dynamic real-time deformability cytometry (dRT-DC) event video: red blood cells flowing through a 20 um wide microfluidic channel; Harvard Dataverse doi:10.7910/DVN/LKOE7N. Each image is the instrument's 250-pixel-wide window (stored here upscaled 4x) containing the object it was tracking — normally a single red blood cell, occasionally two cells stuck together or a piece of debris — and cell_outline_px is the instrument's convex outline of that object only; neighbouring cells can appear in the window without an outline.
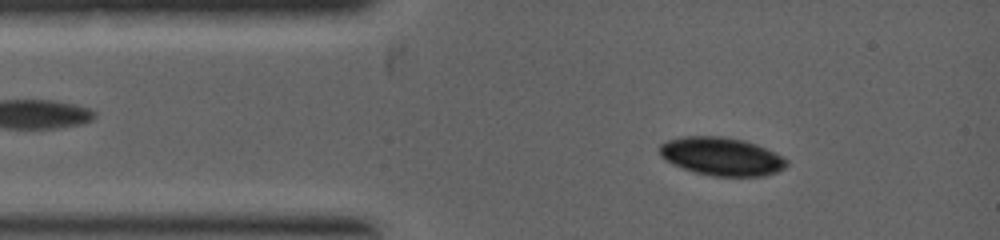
{"species": "common noctule bat (a hibernating species)", "species_latin": "Nyctalus noctula", "temperature_condition": "warm", "stored_images_in_passage": 4, "camera_frame_rate_fps": 5000, "um_per_image_px": 0.085, "animal": {"sex": "female", "body_mass_g": 19.0, "forearm_length_mm": 53.3}, "frame": {"image": 1, "passage_image": 2, "time_ms": 0.4, "image_size_px": [1000, 240], "cell_outline_px": [[788, 164], [784, 168], [776, 172], [764, 176], [712, 176], [696, 172], [672, 164], [664, 160], [660, 156], [660, 144], [668, 140], [684, 136], [724, 136], [744, 140], [756, 144], [788, 160]], "centroid_in_image_um": [61.31, 13.29], "position_along_channel_um": 23.7, "area_um2": 28.15}}